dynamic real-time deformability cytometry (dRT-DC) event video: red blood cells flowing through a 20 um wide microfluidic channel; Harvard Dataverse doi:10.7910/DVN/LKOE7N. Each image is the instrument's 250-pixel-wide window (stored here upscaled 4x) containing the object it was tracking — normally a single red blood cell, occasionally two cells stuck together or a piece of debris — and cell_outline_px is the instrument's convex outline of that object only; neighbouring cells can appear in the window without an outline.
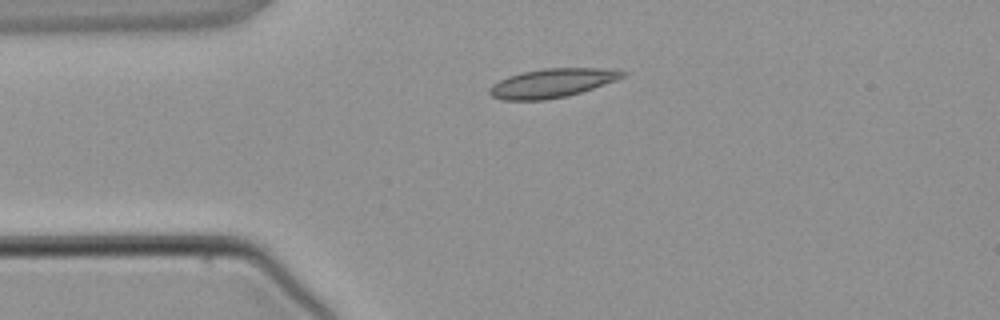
{"species": "common noctule bat (a hibernating species)", "species_latin": "Nyctalus noctula", "temperature_condition": "warm", "stored_images_in_passage": 3, "camera_frame_rate_fps": 3000, "um_per_image_px": 0.085, "animal": {"sex": "male", "body_mass_g": 21.5, "forearm_length_mm": 52.0}, "frame": {"image": 1, "passage_image": 2, "time_ms": 1.333, "image_size_px": [1000, 320], "cell_outline_px": [[628, 72], [624, 76], [616, 80], [568, 96], [544, 100], [504, 100], [492, 96], [488, 92], [488, 88], [492, 84], [508, 76], [520, 72], [544, 68], [600, 68]], "centroid_in_image_um": [46.87, 7.06], "position_along_channel_um": 38.1, "area_um2": 22.31}}